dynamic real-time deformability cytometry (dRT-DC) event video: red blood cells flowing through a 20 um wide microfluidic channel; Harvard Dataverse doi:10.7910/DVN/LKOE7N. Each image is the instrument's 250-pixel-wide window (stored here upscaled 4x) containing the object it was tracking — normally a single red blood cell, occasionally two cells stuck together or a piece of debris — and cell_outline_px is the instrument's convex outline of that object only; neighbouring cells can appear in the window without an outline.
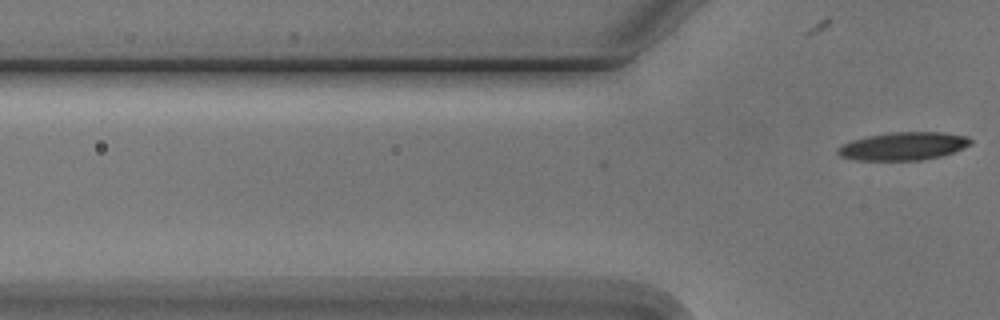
{"species": "Egyptian fruit bat (a non-hibernating species)", "species_latin": "Rousettus aegyptiacus", "temperature_condition": "cold", "stored_images_in_passage": 4, "camera_frame_rate_fps": 3000, "um_per_image_px": 0.085, "animal": {"sex": "male"}, "frame": {"image": 1, "passage_image": 4, "time_ms": 3.333, "image_size_px": [1000, 320], "cell_outline_px": [[972, 144], [952, 152], [940, 156], [924, 160], [856, 160], [840, 156], [836, 152], [836, 148], [852, 140], [868, 136], [892, 132], [944, 132], [968, 136], [972, 140]], "centroid_in_image_um": [76.79, 12.42], "position_along_channel_um": 49.0, "area_um2": 21.68}}